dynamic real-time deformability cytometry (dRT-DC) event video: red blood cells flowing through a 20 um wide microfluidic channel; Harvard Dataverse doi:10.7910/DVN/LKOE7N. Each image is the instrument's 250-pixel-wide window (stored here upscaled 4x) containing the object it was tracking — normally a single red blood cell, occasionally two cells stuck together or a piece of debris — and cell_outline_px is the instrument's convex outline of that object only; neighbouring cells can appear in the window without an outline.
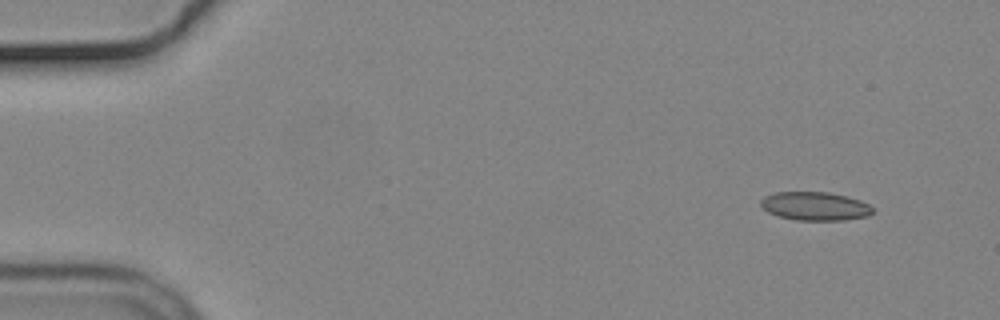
{"species": "common noctule bat (a hibernating species)", "species_latin": "Nyctalus noctula", "temperature_condition": "cold", "stored_images_in_passage": 52, "camera_frame_rate_fps": 3000, "um_per_image_px": 0.085, "animal": {"sex": "male", "body_mass_g": 19.2, "forearm_length_mm": 51.8}, "frame": {"image": 1, "passage_image": 1, "time_ms": 0.0, "image_size_px": [1000, 320], "cell_outline_px": [[872, 212], [868, 216], [844, 220], [796, 220], [776, 216], [768, 212], [760, 204], [760, 200], [764, 196], [776, 192], [828, 192], [860, 200], [868, 204], [872, 208]], "centroid_in_image_um": [69.24, 17.53], "position_along_channel_um": 15.8, "area_um2": 18.55}}
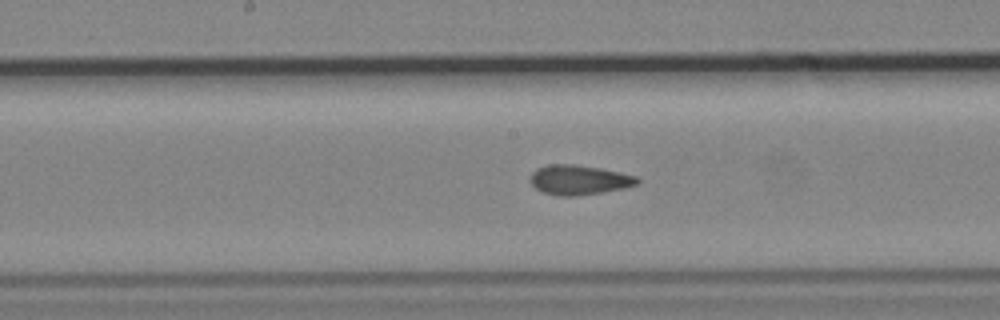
{"frame": {"image": 2, "passage_image": 25, "time_ms": 8.0, "image_size_px": [1000, 320], "cell_outline_px": [[640, 180], [636, 184], [624, 188], [576, 196], [556, 196], [544, 192], [536, 188], [528, 180], [532, 172], [536, 168], [548, 164], [576, 164], [600, 168], [620, 172], [636, 176]], "centroid_in_image_um": [49.17, 15.28], "position_along_channel_um": 199.0, "area_um2": 18.55}}
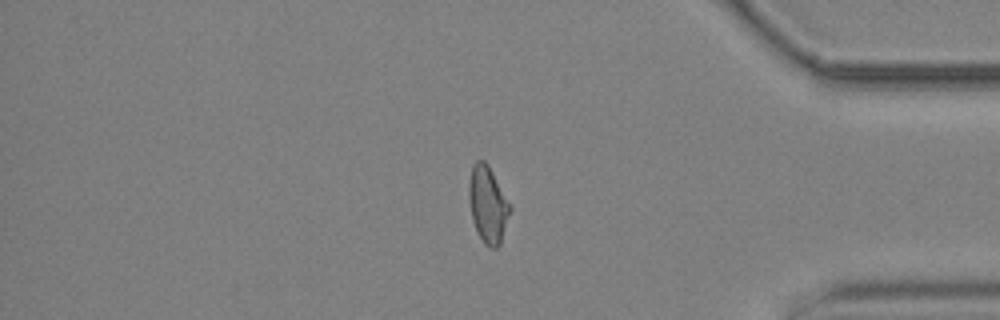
{"frame": {"image": 3, "passage_image": 43, "time_ms": 14.0, "image_size_px": [1000, 320], "cell_outline_px": [[512, 208], [500, 244], [496, 248], [488, 248], [484, 244], [472, 220], [468, 196], [468, 184], [472, 164], [476, 160], [484, 160], [488, 164]], "centroid_in_image_um": [41.45, 17.37], "position_along_channel_um": 393.7, "area_um2": 18.38}, "authors_computed_cell_mechanics": {"area_um2": 18.4093, "velocity_mm_per_s": 3.692, "shape_relaxation_time_tau1_ms": 5.7736, "shape_relaxation_time_tau2_ms": 1.9463, "deformation_change_tau1": 0.1266, "deformation_change_tau2": 0.0991}}